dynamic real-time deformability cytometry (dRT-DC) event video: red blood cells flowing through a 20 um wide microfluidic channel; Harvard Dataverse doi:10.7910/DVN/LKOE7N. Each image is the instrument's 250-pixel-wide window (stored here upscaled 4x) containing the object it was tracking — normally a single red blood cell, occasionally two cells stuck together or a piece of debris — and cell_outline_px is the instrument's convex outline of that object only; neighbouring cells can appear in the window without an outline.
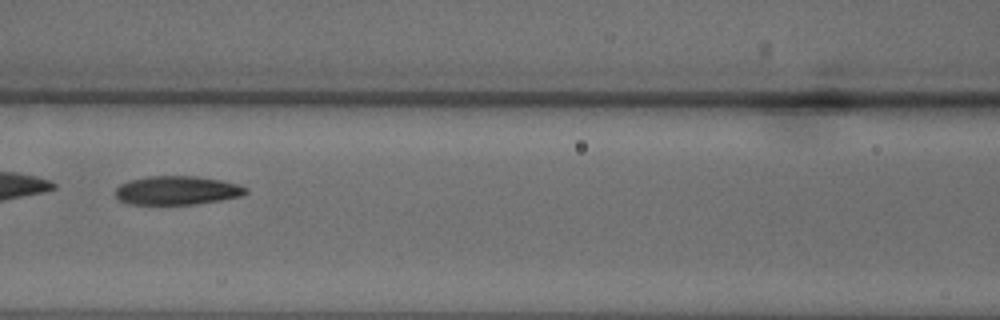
{"species": "common noctule bat (a hibernating species)", "species_latin": "Nyctalus noctula", "temperature_condition": "warm", "stored_images_in_passage": 27, "camera_frame_rate_fps": 3000, "um_per_image_px": 0.085, "animal": {"sex": "male", "body_mass_g": 18.8}, "frame": {"image": 1, "passage_image": 8, "time_ms": 2.333, "image_size_px": [1000, 320], "cell_outline_px": [[248, 192], [240, 196], [220, 200], [196, 204], [128, 204], [120, 200], [116, 196], [116, 188], [120, 184], [128, 180], [148, 176], [196, 176], [220, 180], [240, 184], [248, 188]], "centroid_in_image_um": [15.05, 16.18], "position_along_channel_um": 151.5, "area_um2": 21.91}}
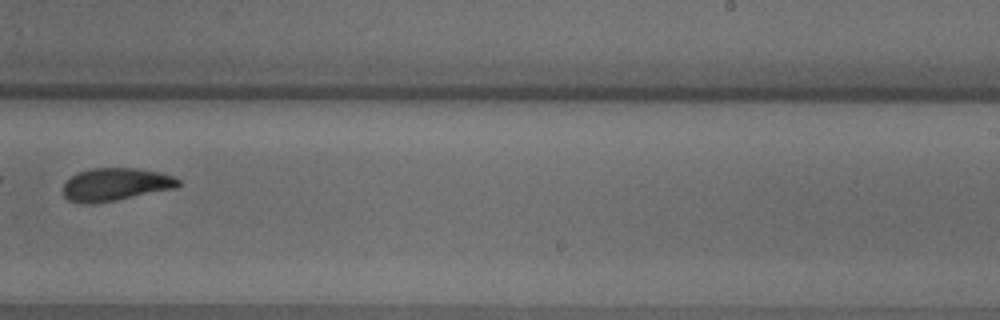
{"frame": {"image": 2, "passage_image": 15, "time_ms": 4.667, "image_size_px": [1000, 320], "cell_outline_px": [[180, 184], [176, 188], [116, 200], [92, 204], [80, 204], [68, 200], [64, 196], [64, 184], [72, 176], [80, 172], [92, 168], [136, 168], [160, 172], [172, 176], [180, 180]], "centroid_in_image_um": [9.83, 15.68], "position_along_channel_um": 279.2, "area_um2": 21.96}}